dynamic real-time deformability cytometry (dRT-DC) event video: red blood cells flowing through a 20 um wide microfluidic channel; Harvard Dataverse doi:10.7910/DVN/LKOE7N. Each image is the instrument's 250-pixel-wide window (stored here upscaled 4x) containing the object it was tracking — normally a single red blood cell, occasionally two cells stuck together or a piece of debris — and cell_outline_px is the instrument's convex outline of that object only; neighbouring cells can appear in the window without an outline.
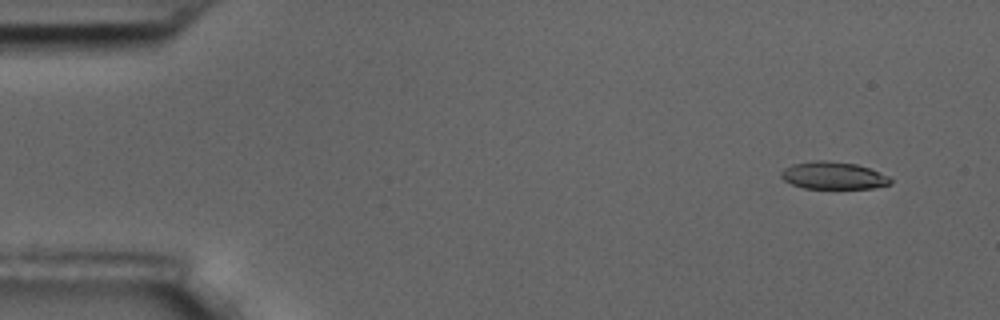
{"species": "common noctule bat (a hibernating species)", "species_latin": "Nyctalus noctula", "temperature_condition": "room temperature", "stored_images_in_passage": 5, "camera_frame_rate_fps": 3000, "um_per_image_px": 0.085, "animal": {"sex": "male", "body_mass_g": 17.5, "forearm_length_mm": 52.3}, "frame": {"image": 1, "passage_image": 1, "time_ms": 0.0, "image_size_px": [1000, 320], "cell_outline_px": [[892, 184], [872, 188], [804, 188], [792, 184], [784, 180], [780, 176], [780, 172], [784, 168], [792, 164], [816, 160], [824, 160], [856, 164], [868, 168], [888, 176], [892, 180]], "centroid_in_image_um": [70.81, 14.92], "position_along_channel_um": 14.2, "area_um2": 17.34}}
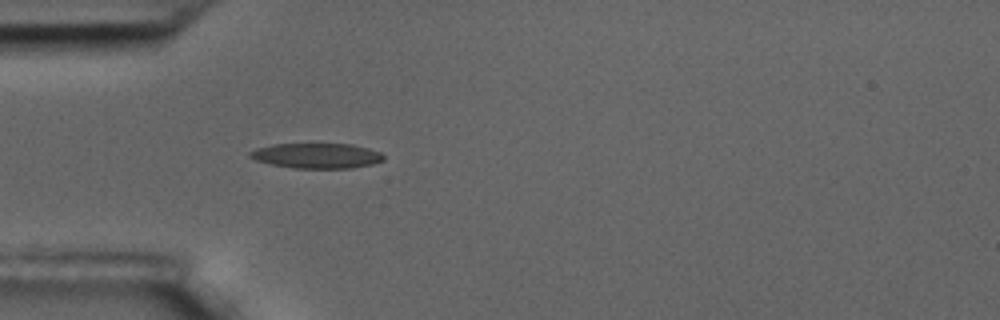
{"frame": {"image": 2, "passage_image": 5, "time_ms": 1.333, "image_size_px": [1000, 320], "cell_outline_px": [[384, 160], [372, 164], [352, 168], [296, 168], [272, 164], [256, 160], [248, 156], [248, 152], [256, 148], [272, 144], [352, 144], [368, 148], [380, 152], [384, 156]], "centroid_in_image_um": [26.92, 13.23], "position_along_channel_um": 58.1, "area_um2": 19.54}}